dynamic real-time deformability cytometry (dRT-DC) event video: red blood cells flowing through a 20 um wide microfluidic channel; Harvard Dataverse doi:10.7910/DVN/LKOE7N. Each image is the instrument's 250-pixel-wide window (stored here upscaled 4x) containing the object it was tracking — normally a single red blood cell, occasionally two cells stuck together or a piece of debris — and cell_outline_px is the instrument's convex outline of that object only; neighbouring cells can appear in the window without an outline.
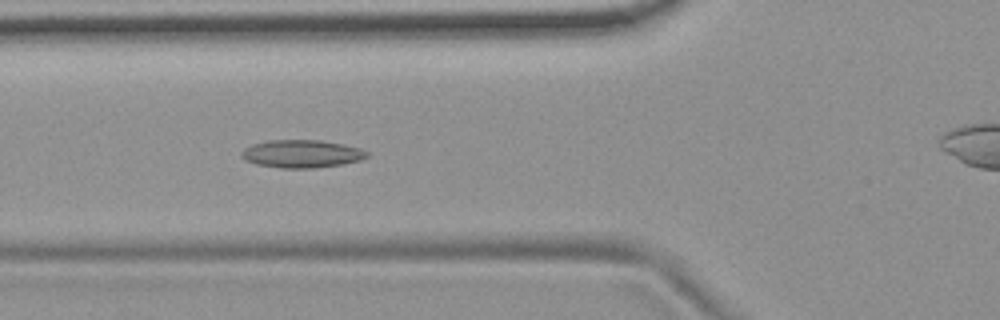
{"species": "common noctule bat (a hibernating species)", "species_latin": "Nyctalus noctula", "temperature_condition": "room temperature", "stored_images_in_passage": 43, "camera_frame_rate_fps": 3000, "um_per_image_px": 0.085, "animal": {"sex": "female", "body_mass_g": 19.9}, "frame": {"image": 1, "passage_image": 15, "time_ms": 4.667, "image_size_px": [1000, 320], "cell_outline_px": [[368, 156], [360, 160], [344, 164], [312, 168], [280, 168], [256, 164], [244, 160], [240, 156], [240, 152], [244, 148], [252, 144], [268, 140], [320, 140], [344, 144], [360, 148], [368, 152]], "centroid_in_image_um": [25.62, 13.07], "position_along_channel_um": 100.2, "area_um2": 20.52}}
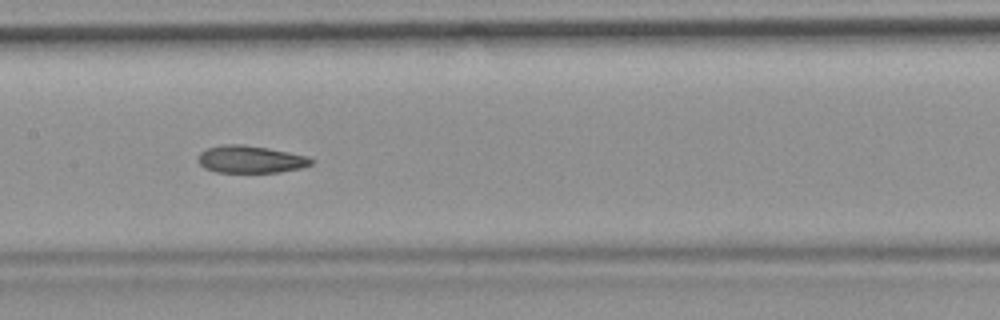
{"frame": {"image": 2, "passage_image": 22, "time_ms": 7.0, "image_size_px": [1000, 320], "cell_outline_px": [[312, 164], [300, 168], [280, 172], [216, 172], [204, 168], [196, 160], [196, 156], [200, 152], [208, 148], [224, 144], [244, 144], [268, 148], [308, 156], [312, 160]], "centroid_in_image_um": [21.24, 13.54], "position_along_channel_um": 186.2, "area_um2": 18.09}}
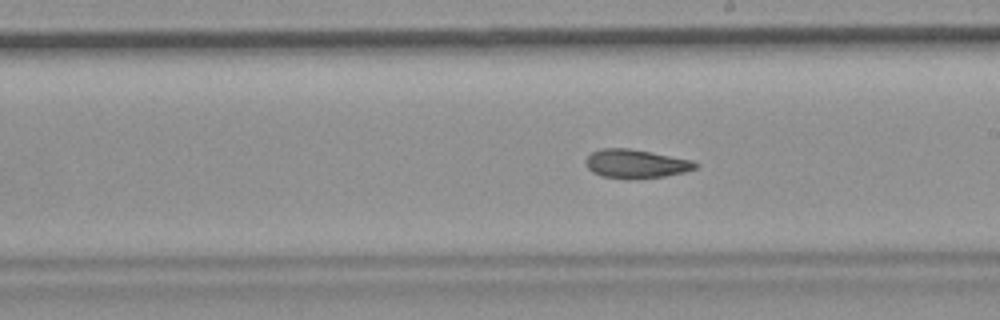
{"frame": {"image": 3, "passage_image": 26, "time_ms": 8.333, "image_size_px": [1000, 320], "cell_outline_px": [[700, 164], [696, 168], [684, 172], [664, 176], [636, 180], [628, 180], [600, 176], [592, 172], [588, 168], [584, 160], [592, 152], [600, 148], [628, 148], [692, 160]], "centroid_in_image_um": [54.02, 13.94], "position_along_channel_um": 235.0, "area_um2": 18.61}, "authors_computed_cell_mechanics": {"area_um2": 19.4208, "velocity_mm_per_s": 3.6873, "shape_relaxation_time_tau1_ms": 11.3029, "shape_relaxation_time_tau2_ms": 3.3966, "deformation_change_tau1": 0.2212, "deformation_change_tau2": 0.1068}}